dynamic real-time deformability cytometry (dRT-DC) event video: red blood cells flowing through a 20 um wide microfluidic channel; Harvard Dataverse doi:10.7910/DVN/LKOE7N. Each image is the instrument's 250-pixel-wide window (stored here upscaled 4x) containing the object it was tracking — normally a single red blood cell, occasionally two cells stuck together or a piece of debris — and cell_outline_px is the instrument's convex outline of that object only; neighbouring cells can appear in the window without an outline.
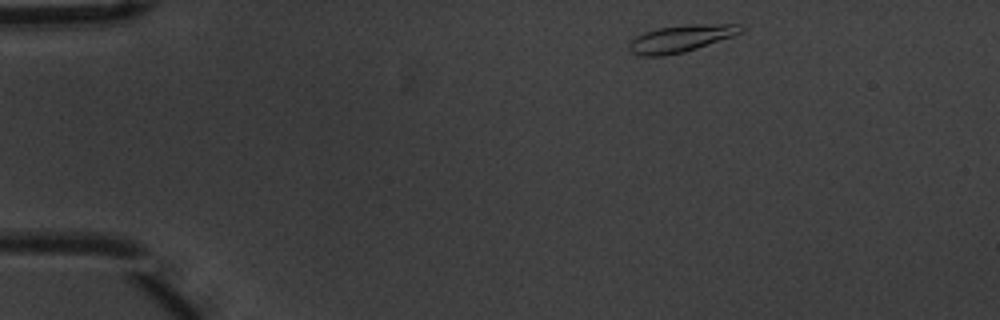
{"species": "common noctule bat (a hibernating species)", "species_latin": "Nyctalus noctula", "temperature_condition": "warm", "stored_images_in_passage": 3, "camera_frame_rate_fps": 3000, "um_per_image_px": 0.085, "animal": {"sex": "male", "body_mass_g": 20.1, "forearm_length_mm": 53.5}, "frame": {"image": 1, "passage_image": 1, "time_ms": 0.0, "image_size_px": [1000, 320], "cell_outline_px": [[744, 28], [740, 32], [732, 36], [684, 52], [664, 56], [636, 56], [628, 48], [628, 44], [636, 36], [644, 32], [656, 28], [684, 24], [744, 24]], "centroid_in_image_um": [57.83, 3.27], "position_along_channel_um": 27.2, "area_um2": 17.69}}